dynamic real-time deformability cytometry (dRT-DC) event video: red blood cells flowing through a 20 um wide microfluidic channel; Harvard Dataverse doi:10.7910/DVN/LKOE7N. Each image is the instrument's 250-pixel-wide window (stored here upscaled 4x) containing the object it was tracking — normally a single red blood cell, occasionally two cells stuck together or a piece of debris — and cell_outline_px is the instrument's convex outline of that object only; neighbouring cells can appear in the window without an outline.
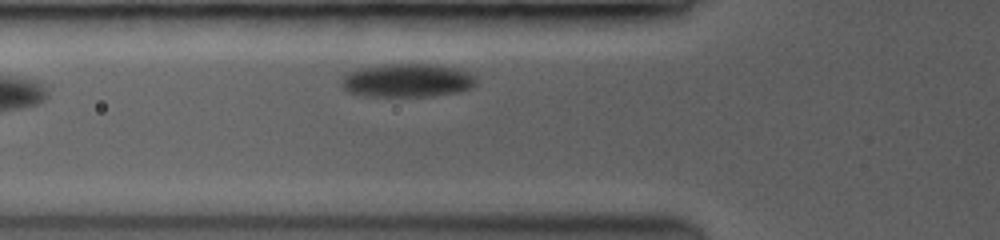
{"species": "common noctule bat (a hibernating species)", "species_latin": "Nyctalus noctula", "temperature_condition": "room temperature", "stored_images_in_passage": 4, "camera_frame_rate_fps": 3500, "um_per_image_px": 0.085, "animal": {"sex": "female", "body_mass_g": 19.0, "forearm_length_mm": 53.3}, "frame": {"image": 1, "passage_image": 4, "time_ms": 3.429, "image_size_px": [1000, 240], "cell_outline_px": [[476, 84], [468, 88], [452, 92], [424, 96], [380, 96], [352, 92], [344, 88], [340, 84], [344, 76], [348, 72], [360, 68], [388, 64], [428, 64], [452, 68], [468, 72], [476, 76]], "centroid_in_image_um": [34.6, 6.82], "position_along_channel_um": 91.2, "area_um2": 25.43}}